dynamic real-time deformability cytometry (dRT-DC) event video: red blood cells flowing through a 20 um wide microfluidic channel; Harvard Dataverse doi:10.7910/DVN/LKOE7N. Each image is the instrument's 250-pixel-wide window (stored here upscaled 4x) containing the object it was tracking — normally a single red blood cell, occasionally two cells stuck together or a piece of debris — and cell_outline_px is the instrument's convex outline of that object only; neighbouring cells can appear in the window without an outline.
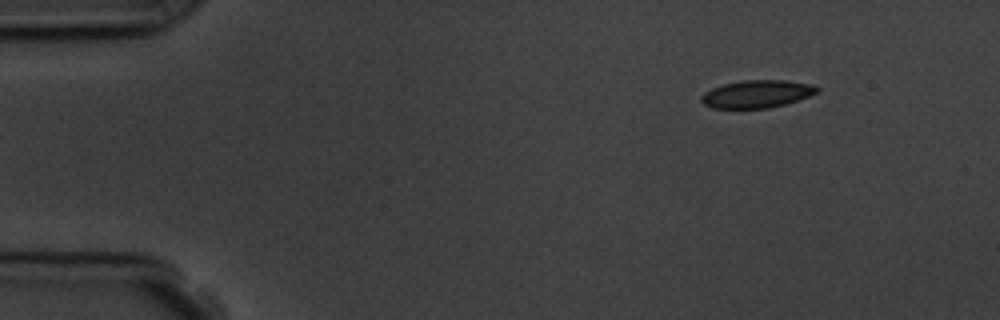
{"species": "common noctule bat (a hibernating species)", "species_latin": "Nyctalus noctula", "temperature_condition": "room temperature", "stored_images_in_passage": 5, "segment_of_instrument_passage": [2, 2], "camera_frame_rate_fps": 3000, "um_per_image_px": 0.085, "animal": {"sex": "male", "body_mass_g": 19.5, "forearm_length_mm": 54.6}, "frame": {"image": 1, "passage_image": 5, "time_ms": 6.333, "image_size_px": [1000, 320], "cell_outline_px": [[820, 88], [816, 92], [808, 96], [784, 104], [768, 108], [712, 108], [704, 104], [700, 100], [700, 96], [704, 92], [712, 88], [724, 84], [740, 80], [788, 80], [812, 84]], "centroid_in_image_um": [64.3, 7.98], "position_along_channel_um": 20.7, "area_um2": 18.61}}